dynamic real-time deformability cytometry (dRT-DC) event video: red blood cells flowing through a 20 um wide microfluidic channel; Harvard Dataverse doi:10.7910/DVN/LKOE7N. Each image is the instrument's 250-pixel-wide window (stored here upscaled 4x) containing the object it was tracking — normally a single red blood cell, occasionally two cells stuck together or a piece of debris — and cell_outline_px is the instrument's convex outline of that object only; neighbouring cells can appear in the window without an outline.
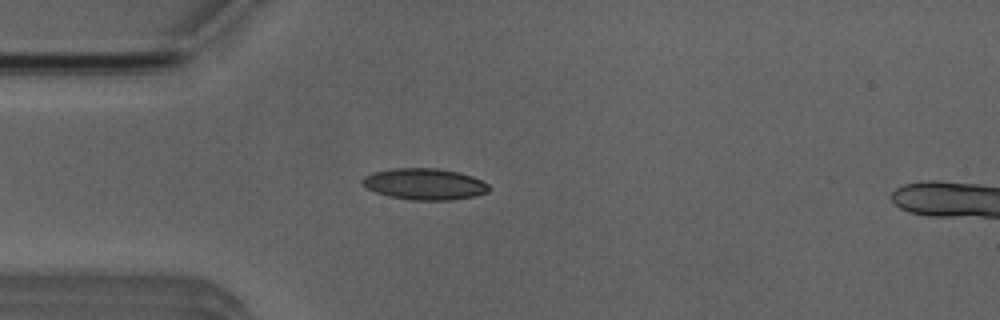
{"species": "Egyptian fruit bat (a non-hibernating species)", "species_latin": "Rousettus aegyptiacus", "temperature_condition": "room temperature", "stored_images_in_passage": 3, "camera_frame_rate_fps": 3000, "um_per_image_px": 0.085, "animal": {"sex": "male"}, "frame": {"image": 1, "passage_image": 3, "time_ms": 2.0, "image_size_px": [1000, 320], "cell_outline_px": [[488, 192], [476, 196], [452, 200], [412, 200], [388, 196], [376, 192], [368, 188], [360, 180], [364, 176], [376, 172], [392, 168], [436, 168], [460, 172], [472, 176], [488, 184]], "centroid_in_image_um": [36.1, 15.65], "position_along_channel_um": 48.9, "area_um2": 23.06}}